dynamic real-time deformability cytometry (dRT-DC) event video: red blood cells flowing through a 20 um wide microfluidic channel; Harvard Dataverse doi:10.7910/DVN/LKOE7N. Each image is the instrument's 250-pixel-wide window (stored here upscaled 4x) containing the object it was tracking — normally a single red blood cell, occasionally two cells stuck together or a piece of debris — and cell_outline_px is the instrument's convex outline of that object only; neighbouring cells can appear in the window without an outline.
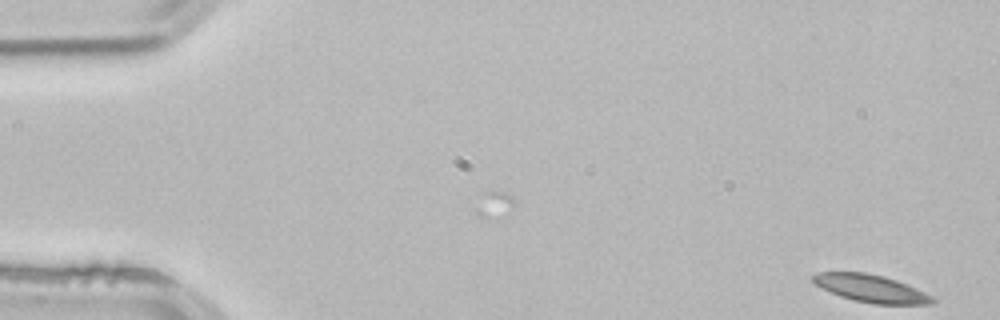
{"species": "common noctule bat (a hibernating species)", "species_latin": "Nyctalus noctula", "temperature_condition": "room temperature", "stored_images_in_passage": 3, "camera_frame_rate_fps": 3000, "um_per_image_px": 0.085, "animal": {"sex": "male", "body_mass_g": 21.5, "forearm_length_mm": 52.0}, "frame": {"image": 1, "passage_image": 1, "time_ms": 0.0, "image_size_px": [1000, 320], "cell_outline_px": [[936, 300], [932, 304], [872, 304], [852, 300], [840, 296], [816, 284], [812, 280], [812, 276], [816, 272], [864, 272], [884, 276], [908, 284], [932, 296]], "centroid_in_image_um": [74.05, 24.52], "position_along_channel_um": 10.9, "area_um2": 19.13}}
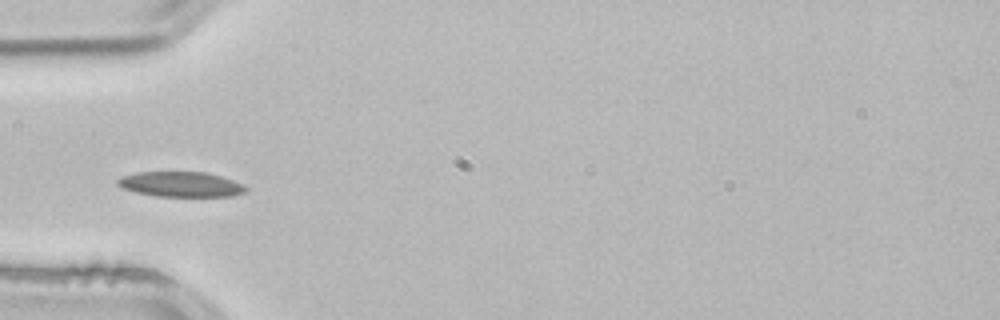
{"frame": {"image": 2, "passage_image": 3, "time_ms": 0.667, "image_size_px": [1000, 320], "cell_outline_px": [[248, 188], [244, 192], [232, 196], [156, 196], [136, 192], [120, 188], [116, 184], [116, 180], [120, 176], [136, 172], [204, 172], [220, 176], [244, 184]], "centroid_in_image_um": [15.31, 15.66], "position_along_channel_um": 69.7, "area_um2": 18.84}}